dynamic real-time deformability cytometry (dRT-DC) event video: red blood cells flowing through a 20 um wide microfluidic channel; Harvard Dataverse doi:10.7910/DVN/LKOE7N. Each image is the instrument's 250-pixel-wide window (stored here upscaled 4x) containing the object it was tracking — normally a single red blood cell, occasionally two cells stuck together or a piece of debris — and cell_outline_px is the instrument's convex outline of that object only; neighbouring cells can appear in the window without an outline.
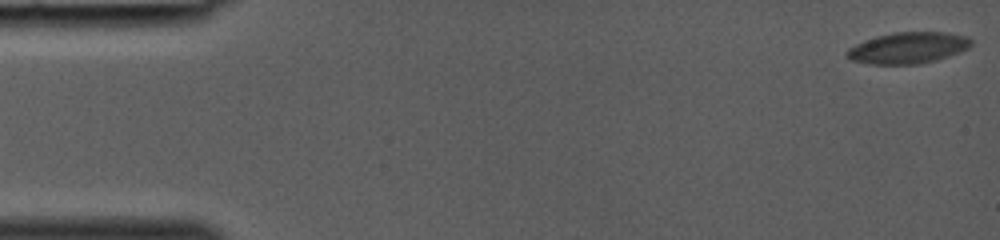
{"species": "common noctule bat (a hibernating species)", "species_latin": "Nyctalus noctula", "temperature_condition": "room temperature", "stored_images_in_passage": 12, "camera_frame_rate_fps": 3000, "um_per_image_px": 0.085, "animal": {"sex": "female", "body_mass_g": 19.0, "forearm_length_mm": 53.3}, "frame": {"image": 1, "passage_image": 1, "time_ms": 0.0, "image_size_px": [1000, 240], "cell_outline_px": [[972, 44], [968, 48], [960, 52], [936, 60], [920, 64], [872, 64], [848, 60], [844, 52], [848, 48], [864, 40], [876, 36], [896, 32], [944, 32], [968, 36], [972, 40]], "centroid_in_image_um": [77.16, 4.07], "position_along_channel_um": 7.8, "area_um2": 22.83}}
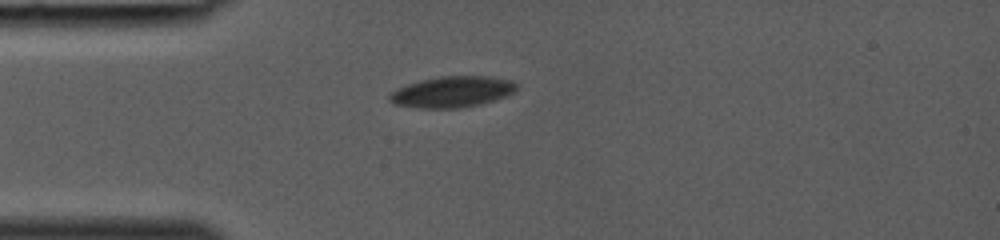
{"frame": {"image": 2, "passage_image": 12, "time_ms": 3.667, "image_size_px": [1000, 240], "cell_outline_px": [[516, 92], [508, 96], [480, 104], [460, 108], [420, 108], [392, 104], [388, 100], [388, 96], [396, 88], [420, 80], [440, 76], [488, 76], [512, 80], [516, 84]], "centroid_in_image_um": [38.43, 7.81], "position_along_channel_um": 46.6, "area_um2": 23.18}}